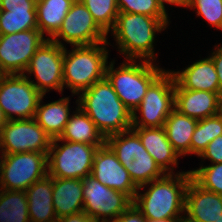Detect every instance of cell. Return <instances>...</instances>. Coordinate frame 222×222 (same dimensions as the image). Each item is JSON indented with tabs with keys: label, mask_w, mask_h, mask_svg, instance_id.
Wrapping results in <instances>:
<instances>
[{
	"label": "cell",
	"mask_w": 222,
	"mask_h": 222,
	"mask_svg": "<svg viewBox=\"0 0 222 222\" xmlns=\"http://www.w3.org/2000/svg\"><path fill=\"white\" fill-rule=\"evenodd\" d=\"M199 157L207 158L212 164L222 163V135L214 138Z\"/></svg>",
	"instance_id": "cell-34"
},
{
	"label": "cell",
	"mask_w": 222,
	"mask_h": 222,
	"mask_svg": "<svg viewBox=\"0 0 222 222\" xmlns=\"http://www.w3.org/2000/svg\"><path fill=\"white\" fill-rule=\"evenodd\" d=\"M185 222H215L222 214V195L203 189L192 178L185 192Z\"/></svg>",
	"instance_id": "cell-17"
},
{
	"label": "cell",
	"mask_w": 222,
	"mask_h": 222,
	"mask_svg": "<svg viewBox=\"0 0 222 222\" xmlns=\"http://www.w3.org/2000/svg\"><path fill=\"white\" fill-rule=\"evenodd\" d=\"M198 120L180 113L175 108L167 117L164 128L167 138L179 156L190 154V143Z\"/></svg>",
	"instance_id": "cell-25"
},
{
	"label": "cell",
	"mask_w": 222,
	"mask_h": 222,
	"mask_svg": "<svg viewBox=\"0 0 222 222\" xmlns=\"http://www.w3.org/2000/svg\"><path fill=\"white\" fill-rule=\"evenodd\" d=\"M47 40L39 29L0 35V71L24 74L36 50Z\"/></svg>",
	"instance_id": "cell-15"
},
{
	"label": "cell",
	"mask_w": 222,
	"mask_h": 222,
	"mask_svg": "<svg viewBox=\"0 0 222 222\" xmlns=\"http://www.w3.org/2000/svg\"><path fill=\"white\" fill-rule=\"evenodd\" d=\"M52 138L32 119L8 120L0 134V153H48Z\"/></svg>",
	"instance_id": "cell-13"
},
{
	"label": "cell",
	"mask_w": 222,
	"mask_h": 222,
	"mask_svg": "<svg viewBox=\"0 0 222 222\" xmlns=\"http://www.w3.org/2000/svg\"><path fill=\"white\" fill-rule=\"evenodd\" d=\"M209 57L212 59L215 70L217 72L220 90L222 91V47L219 45L216 46L214 51L211 53Z\"/></svg>",
	"instance_id": "cell-37"
},
{
	"label": "cell",
	"mask_w": 222,
	"mask_h": 222,
	"mask_svg": "<svg viewBox=\"0 0 222 222\" xmlns=\"http://www.w3.org/2000/svg\"><path fill=\"white\" fill-rule=\"evenodd\" d=\"M41 96L34 119L43 130L52 138H59L70 118V98L63 97L57 101L43 104Z\"/></svg>",
	"instance_id": "cell-23"
},
{
	"label": "cell",
	"mask_w": 222,
	"mask_h": 222,
	"mask_svg": "<svg viewBox=\"0 0 222 222\" xmlns=\"http://www.w3.org/2000/svg\"><path fill=\"white\" fill-rule=\"evenodd\" d=\"M38 29L36 10H0V35Z\"/></svg>",
	"instance_id": "cell-29"
},
{
	"label": "cell",
	"mask_w": 222,
	"mask_h": 222,
	"mask_svg": "<svg viewBox=\"0 0 222 222\" xmlns=\"http://www.w3.org/2000/svg\"><path fill=\"white\" fill-rule=\"evenodd\" d=\"M105 142L115 152L118 160L129 172L132 181L137 187L165 175L143 147L139 135L132 128L108 136Z\"/></svg>",
	"instance_id": "cell-6"
},
{
	"label": "cell",
	"mask_w": 222,
	"mask_h": 222,
	"mask_svg": "<svg viewBox=\"0 0 222 222\" xmlns=\"http://www.w3.org/2000/svg\"><path fill=\"white\" fill-rule=\"evenodd\" d=\"M175 80L171 71H164L147 89V92L132 113V127H164L174 109ZM141 114V119L137 115Z\"/></svg>",
	"instance_id": "cell-8"
},
{
	"label": "cell",
	"mask_w": 222,
	"mask_h": 222,
	"mask_svg": "<svg viewBox=\"0 0 222 222\" xmlns=\"http://www.w3.org/2000/svg\"><path fill=\"white\" fill-rule=\"evenodd\" d=\"M138 61L125 60L115 69L113 60L107 64L105 75L118 98L132 113L142 102L149 86L165 71L151 61Z\"/></svg>",
	"instance_id": "cell-5"
},
{
	"label": "cell",
	"mask_w": 222,
	"mask_h": 222,
	"mask_svg": "<svg viewBox=\"0 0 222 222\" xmlns=\"http://www.w3.org/2000/svg\"><path fill=\"white\" fill-rule=\"evenodd\" d=\"M117 222H147V219L137 209V207L132 204L118 217Z\"/></svg>",
	"instance_id": "cell-36"
},
{
	"label": "cell",
	"mask_w": 222,
	"mask_h": 222,
	"mask_svg": "<svg viewBox=\"0 0 222 222\" xmlns=\"http://www.w3.org/2000/svg\"><path fill=\"white\" fill-rule=\"evenodd\" d=\"M91 175L103 185L123 192L134 200L138 187L106 142L94 154Z\"/></svg>",
	"instance_id": "cell-16"
},
{
	"label": "cell",
	"mask_w": 222,
	"mask_h": 222,
	"mask_svg": "<svg viewBox=\"0 0 222 222\" xmlns=\"http://www.w3.org/2000/svg\"><path fill=\"white\" fill-rule=\"evenodd\" d=\"M76 104L95 123L105 139L132 128V112L118 98L106 77L81 92Z\"/></svg>",
	"instance_id": "cell-1"
},
{
	"label": "cell",
	"mask_w": 222,
	"mask_h": 222,
	"mask_svg": "<svg viewBox=\"0 0 222 222\" xmlns=\"http://www.w3.org/2000/svg\"><path fill=\"white\" fill-rule=\"evenodd\" d=\"M174 108L197 120L205 119L222 112V94L182 89L175 82Z\"/></svg>",
	"instance_id": "cell-18"
},
{
	"label": "cell",
	"mask_w": 222,
	"mask_h": 222,
	"mask_svg": "<svg viewBox=\"0 0 222 222\" xmlns=\"http://www.w3.org/2000/svg\"><path fill=\"white\" fill-rule=\"evenodd\" d=\"M28 76L3 74L0 79V108L8 120L35 117L42 94L31 83Z\"/></svg>",
	"instance_id": "cell-10"
},
{
	"label": "cell",
	"mask_w": 222,
	"mask_h": 222,
	"mask_svg": "<svg viewBox=\"0 0 222 222\" xmlns=\"http://www.w3.org/2000/svg\"><path fill=\"white\" fill-rule=\"evenodd\" d=\"M192 178L191 172L165 174L163 177L138 187L133 204L147 220L184 217L185 192ZM143 194L139 191L149 186Z\"/></svg>",
	"instance_id": "cell-2"
},
{
	"label": "cell",
	"mask_w": 222,
	"mask_h": 222,
	"mask_svg": "<svg viewBox=\"0 0 222 222\" xmlns=\"http://www.w3.org/2000/svg\"><path fill=\"white\" fill-rule=\"evenodd\" d=\"M119 12L143 14L155 18H168L156 0H116Z\"/></svg>",
	"instance_id": "cell-32"
},
{
	"label": "cell",
	"mask_w": 222,
	"mask_h": 222,
	"mask_svg": "<svg viewBox=\"0 0 222 222\" xmlns=\"http://www.w3.org/2000/svg\"><path fill=\"white\" fill-rule=\"evenodd\" d=\"M192 179L203 189L222 195V163L190 170Z\"/></svg>",
	"instance_id": "cell-31"
},
{
	"label": "cell",
	"mask_w": 222,
	"mask_h": 222,
	"mask_svg": "<svg viewBox=\"0 0 222 222\" xmlns=\"http://www.w3.org/2000/svg\"><path fill=\"white\" fill-rule=\"evenodd\" d=\"M59 38L67 44H71V46L108 42L107 34L97 25L89 10L80 0H75L72 3L60 29L50 39L64 47L62 40Z\"/></svg>",
	"instance_id": "cell-14"
},
{
	"label": "cell",
	"mask_w": 222,
	"mask_h": 222,
	"mask_svg": "<svg viewBox=\"0 0 222 222\" xmlns=\"http://www.w3.org/2000/svg\"><path fill=\"white\" fill-rule=\"evenodd\" d=\"M158 5L161 7L163 11H167L165 8V3H168L170 5H176L180 7H188L189 0H156Z\"/></svg>",
	"instance_id": "cell-39"
},
{
	"label": "cell",
	"mask_w": 222,
	"mask_h": 222,
	"mask_svg": "<svg viewBox=\"0 0 222 222\" xmlns=\"http://www.w3.org/2000/svg\"><path fill=\"white\" fill-rule=\"evenodd\" d=\"M0 10H36V0H0Z\"/></svg>",
	"instance_id": "cell-35"
},
{
	"label": "cell",
	"mask_w": 222,
	"mask_h": 222,
	"mask_svg": "<svg viewBox=\"0 0 222 222\" xmlns=\"http://www.w3.org/2000/svg\"><path fill=\"white\" fill-rule=\"evenodd\" d=\"M188 7L196 9L197 16L222 30V0H189Z\"/></svg>",
	"instance_id": "cell-33"
},
{
	"label": "cell",
	"mask_w": 222,
	"mask_h": 222,
	"mask_svg": "<svg viewBox=\"0 0 222 222\" xmlns=\"http://www.w3.org/2000/svg\"><path fill=\"white\" fill-rule=\"evenodd\" d=\"M63 63L64 47L48 39L36 50L24 75L34 74L37 81H30L44 96L51 89L61 93L64 89Z\"/></svg>",
	"instance_id": "cell-12"
},
{
	"label": "cell",
	"mask_w": 222,
	"mask_h": 222,
	"mask_svg": "<svg viewBox=\"0 0 222 222\" xmlns=\"http://www.w3.org/2000/svg\"><path fill=\"white\" fill-rule=\"evenodd\" d=\"M215 222H222V214L220 215V217Z\"/></svg>",
	"instance_id": "cell-42"
},
{
	"label": "cell",
	"mask_w": 222,
	"mask_h": 222,
	"mask_svg": "<svg viewBox=\"0 0 222 222\" xmlns=\"http://www.w3.org/2000/svg\"><path fill=\"white\" fill-rule=\"evenodd\" d=\"M97 25L108 35L115 25L119 9L116 0H80Z\"/></svg>",
	"instance_id": "cell-30"
},
{
	"label": "cell",
	"mask_w": 222,
	"mask_h": 222,
	"mask_svg": "<svg viewBox=\"0 0 222 222\" xmlns=\"http://www.w3.org/2000/svg\"><path fill=\"white\" fill-rule=\"evenodd\" d=\"M168 18H155L143 14L119 12L111 32L116 45L127 60L141 59L155 62L154 38L156 32L168 27Z\"/></svg>",
	"instance_id": "cell-3"
},
{
	"label": "cell",
	"mask_w": 222,
	"mask_h": 222,
	"mask_svg": "<svg viewBox=\"0 0 222 222\" xmlns=\"http://www.w3.org/2000/svg\"><path fill=\"white\" fill-rule=\"evenodd\" d=\"M220 135H222V112L198 120L190 143V154H196L199 157L207 145Z\"/></svg>",
	"instance_id": "cell-28"
},
{
	"label": "cell",
	"mask_w": 222,
	"mask_h": 222,
	"mask_svg": "<svg viewBox=\"0 0 222 222\" xmlns=\"http://www.w3.org/2000/svg\"><path fill=\"white\" fill-rule=\"evenodd\" d=\"M147 222H185L184 217L164 218L159 220H147Z\"/></svg>",
	"instance_id": "cell-40"
},
{
	"label": "cell",
	"mask_w": 222,
	"mask_h": 222,
	"mask_svg": "<svg viewBox=\"0 0 222 222\" xmlns=\"http://www.w3.org/2000/svg\"><path fill=\"white\" fill-rule=\"evenodd\" d=\"M52 139L47 154L48 176L54 178L84 179L91 175L93 158L98 147L79 142ZM65 142V143H64Z\"/></svg>",
	"instance_id": "cell-7"
},
{
	"label": "cell",
	"mask_w": 222,
	"mask_h": 222,
	"mask_svg": "<svg viewBox=\"0 0 222 222\" xmlns=\"http://www.w3.org/2000/svg\"><path fill=\"white\" fill-rule=\"evenodd\" d=\"M7 122H8V119L6 118L2 109L0 108V134H1L2 128L7 124Z\"/></svg>",
	"instance_id": "cell-41"
},
{
	"label": "cell",
	"mask_w": 222,
	"mask_h": 222,
	"mask_svg": "<svg viewBox=\"0 0 222 222\" xmlns=\"http://www.w3.org/2000/svg\"><path fill=\"white\" fill-rule=\"evenodd\" d=\"M48 153L23 152L0 154V189H28L48 175Z\"/></svg>",
	"instance_id": "cell-9"
},
{
	"label": "cell",
	"mask_w": 222,
	"mask_h": 222,
	"mask_svg": "<svg viewBox=\"0 0 222 222\" xmlns=\"http://www.w3.org/2000/svg\"><path fill=\"white\" fill-rule=\"evenodd\" d=\"M2 76H3V73L0 71V79H1Z\"/></svg>",
	"instance_id": "cell-43"
},
{
	"label": "cell",
	"mask_w": 222,
	"mask_h": 222,
	"mask_svg": "<svg viewBox=\"0 0 222 222\" xmlns=\"http://www.w3.org/2000/svg\"><path fill=\"white\" fill-rule=\"evenodd\" d=\"M139 135L143 147L155 160L165 174H173L174 166L178 165L179 154L174 150L167 138L164 127L140 128L132 127ZM170 165H173L172 167Z\"/></svg>",
	"instance_id": "cell-19"
},
{
	"label": "cell",
	"mask_w": 222,
	"mask_h": 222,
	"mask_svg": "<svg viewBox=\"0 0 222 222\" xmlns=\"http://www.w3.org/2000/svg\"><path fill=\"white\" fill-rule=\"evenodd\" d=\"M53 208L57 219L83 211L82 179L53 177Z\"/></svg>",
	"instance_id": "cell-21"
},
{
	"label": "cell",
	"mask_w": 222,
	"mask_h": 222,
	"mask_svg": "<svg viewBox=\"0 0 222 222\" xmlns=\"http://www.w3.org/2000/svg\"><path fill=\"white\" fill-rule=\"evenodd\" d=\"M61 141L79 142L100 147L106 139L96 128L95 123L78 106L74 114L70 115L69 121L59 136V142Z\"/></svg>",
	"instance_id": "cell-24"
},
{
	"label": "cell",
	"mask_w": 222,
	"mask_h": 222,
	"mask_svg": "<svg viewBox=\"0 0 222 222\" xmlns=\"http://www.w3.org/2000/svg\"><path fill=\"white\" fill-rule=\"evenodd\" d=\"M82 185L83 211L97 222L117 221L118 217L133 204V200L127 194L103 185L92 175L82 179Z\"/></svg>",
	"instance_id": "cell-11"
},
{
	"label": "cell",
	"mask_w": 222,
	"mask_h": 222,
	"mask_svg": "<svg viewBox=\"0 0 222 222\" xmlns=\"http://www.w3.org/2000/svg\"><path fill=\"white\" fill-rule=\"evenodd\" d=\"M109 42L73 46L69 52L64 47L63 84L71 93L80 94L95 82L105 78L108 64Z\"/></svg>",
	"instance_id": "cell-4"
},
{
	"label": "cell",
	"mask_w": 222,
	"mask_h": 222,
	"mask_svg": "<svg viewBox=\"0 0 222 222\" xmlns=\"http://www.w3.org/2000/svg\"><path fill=\"white\" fill-rule=\"evenodd\" d=\"M57 222H97L84 211L57 219Z\"/></svg>",
	"instance_id": "cell-38"
},
{
	"label": "cell",
	"mask_w": 222,
	"mask_h": 222,
	"mask_svg": "<svg viewBox=\"0 0 222 222\" xmlns=\"http://www.w3.org/2000/svg\"><path fill=\"white\" fill-rule=\"evenodd\" d=\"M30 222H57L53 208V177L34 182L25 190Z\"/></svg>",
	"instance_id": "cell-22"
},
{
	"label": "cell",
	"mask_w": 222,
	"mask_h": 222,
	"mask_svg": "<svg viewBox=\"0 0 222 222\" xmlns=\"http://www.w3.org/2000/svg\"><path fill=\"white\" fill-rule=\"evenodd\" d=\"M75 0H36V17L39 31L51 39L60 29L62 22Z\"/></svg>",
	"instance_id": "cell-26"
},
{
	"label": "cell",
	"mask_w": 222,
	"mask_h": 222,
	"mask_svg": "<svg viewBox=\"0 0 222 222\" xmlns=\"http://www.w3.org/2000/svg\"><path fill=\"white\" fill-rule=\"evenodd\" d=\"M175 82L182 89L204 90L222 94L217 72L210 57L197 60L183 71H171Z\"/></svg>",
	"instance_id": "cell-20"
},
{
	"label": "cell",
	"mask_w": 222,
	"mask_h": 222,
	"mask_svg": "<svg viewBox=\"0 0 222 222\" xmlns=\"http://www.w3.org/2000/svg\"><path fill=\"white\" fill-rule=\"evenodd\" d=\"M0 222H30L25 191L0 189Z\"/></svg>",
	"instance_id": "cell-27"
}]
</instances>
